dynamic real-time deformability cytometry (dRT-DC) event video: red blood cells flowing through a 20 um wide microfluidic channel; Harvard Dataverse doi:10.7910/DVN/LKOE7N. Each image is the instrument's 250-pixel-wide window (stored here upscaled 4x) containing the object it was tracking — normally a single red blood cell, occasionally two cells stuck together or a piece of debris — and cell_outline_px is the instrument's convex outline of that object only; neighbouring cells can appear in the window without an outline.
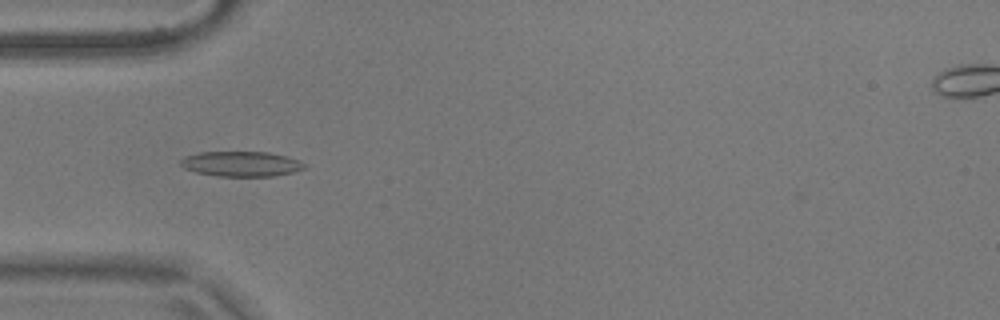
{"species": "common noctule bat (a hibernating species)", "species_latin": "Nyctalus noctula", "temperature_condition": "warm", "stored_images_in_passage": 50, "camera_frame_rate_fps": 3000, "um_per_image_px": 0.085, "animal": {"sex": "male", "body_mass_g": 17.9}, "frame": {"image": 1, "passage_image": 12, "time_ms": 3.667, "image_size_px": [1000, 320], "cell_outline_px": [[308, 168], [292, 172], [272, 176], [216, 176], [196, 172], [184, 168], [180, 164], [180, 160], [184, 156], [200, 152], [268, 152], [300, 160], [308, 164]], "centroid_in_image_um": [20.52, 13.93], "position_along_channel_um": 64.5, "area_um2": 18.21}}
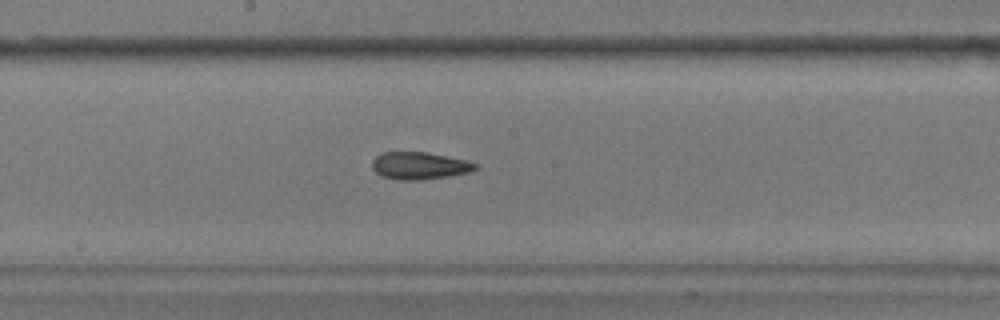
{"frame": {"image": 2, "passage_image": 24, "time_ms": 7.667, "image_size_px": [1000, 320], "cell_outline_px": [[480, 164], [476, 168], [468, 172], [448, 176], [420, 180], [400, 180], [380, 176], [372, 168], [372, 160], [376, 156], [384, 152], [428, 152], [464, 160]], "centroid_in_image_um": [35.62, 14.08], "position_along_channel_um": 212.6, "area_um2": 16.36}}
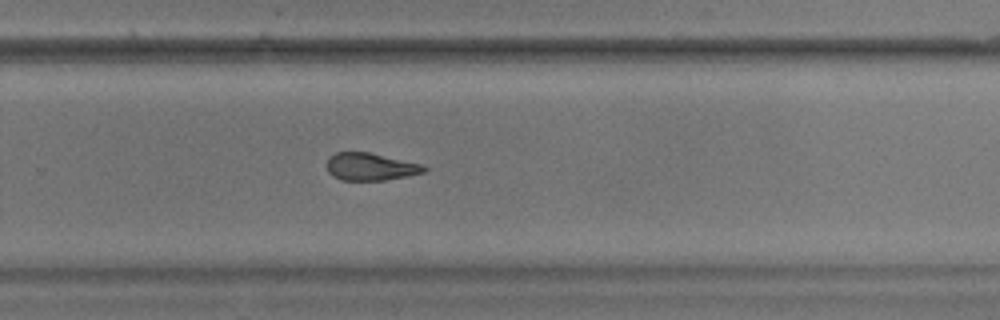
{"frame": {"image": 3, "passage_image": 31, "time_ms": 10.0, "image_size_px": [1000, 320], "cell_outline_px": [[428, 168], [424, 172], [408, 176], [384, 180], [340, 180], [332, 176], [328, 172], [328, 156], [336, 152], [368, 152], [420, 164]], "centroid_in_image_um": [31.45, 14.17], "position_along_channel_um": 298.3, "area_um2": 15.43}, "authors_computed_cell_mechanics": {"area_um2": 16.9643, "velocity_mm_per_s": 3.6935, "shape_relaxation_time_tau1_ms": null, "shape_relaxation_time_tau2_ms": 6.3994, "deformation_change_tau1": null, "deformation_change_tau2": 0.1506}}